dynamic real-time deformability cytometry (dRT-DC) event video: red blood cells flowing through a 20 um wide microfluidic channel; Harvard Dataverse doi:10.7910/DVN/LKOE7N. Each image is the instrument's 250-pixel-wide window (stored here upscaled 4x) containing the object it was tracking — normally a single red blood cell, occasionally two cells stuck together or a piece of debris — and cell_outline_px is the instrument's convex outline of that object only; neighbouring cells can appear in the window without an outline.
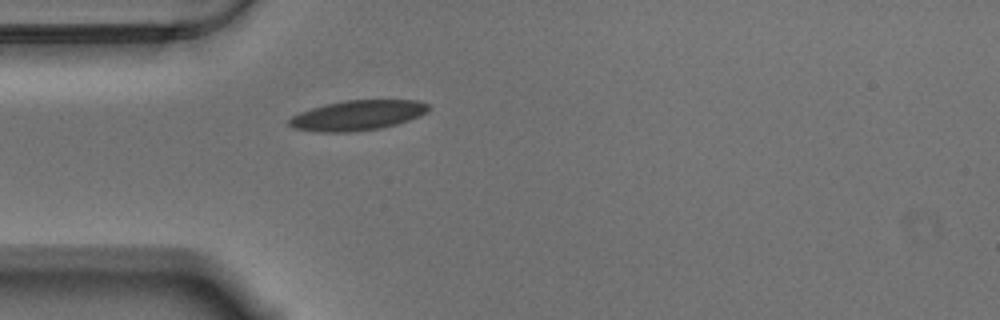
{"species": "Egyptian fruit bat (a non-hibernating species)", "species_latin": "Rousettus aegyptiacus", "temperature_condition": "warm", "stored_images_in_passage": 42, "camera_frame_rate_fps": 3000, "um_per_image_px": 0.085, "animal": {"sex": "male"}, "frame": {"image": 1, "passage_image": 1, "time_ms": 0.0, "image_size_px": [1000, 320], "cell_outline_px": [[428, 112], [420, 116], [396, 124], [380, 128], [352, 132], [320, 132], [292, 128], [288, 124], [288, 120], [292, 116], [300, 112], [324, 104], [344, 100], [416, 100], [428, 104]], "centroid_in_image_um": [30.37, 9.8], "position_along_channel_um": 54.6, "area_um2": 24.39}}
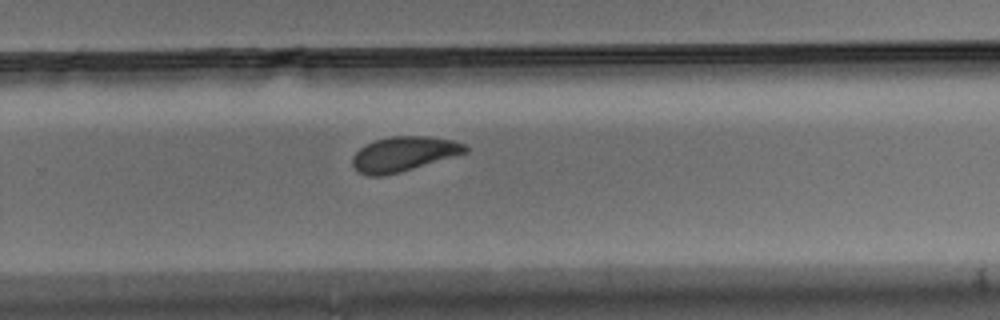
{"frame": {"image": 2, "passage_image": 22, "time_ms": 7.0, "image_size_px": [1000, 320], "cell_outline_px": [[468, 152], [400, 172], [384, 176], [368, 176], [360, 172], [352, 164], [352, 156], [364, 144], [376, 140], [392, 136], [428, 136], [452, 140], [464, 144], [468, 148]], "centroid_in_image_um": [34.3, 13.08], "position_along_channel_um": 295.5, "area_um2": 22.72}}
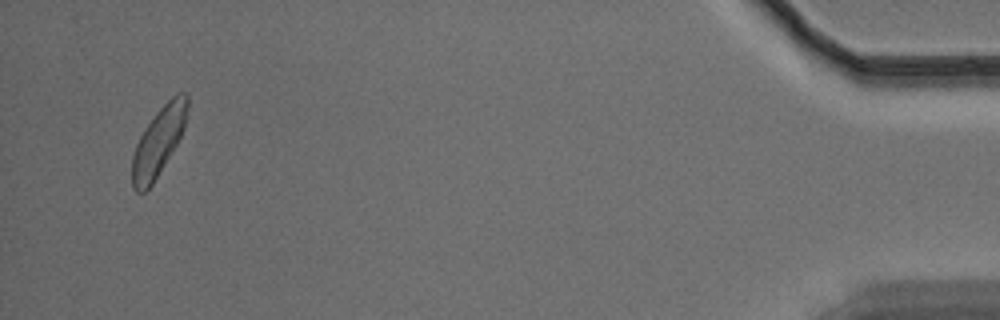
{"frame": {"image": 3, "passage_image": 40, "time_ms": 13.0, "image_size_px": [1000, 320], "cell_outline_px": [[188, 108], [184, 128], [176, 144], [152, 184], [144, 192], [136, 192], [132, 188], [132, 156], [136, 144], [144, 128], [156, 112], [176, 92], [188, 92]], "centroid_in_image_um": [13.47, 11.99], "position_along_channel_um": 421.7, "area_um2": 21.85}, "authors_computed_cell_mechanics": {"area_um2": 22.8599, "velocity_mm_per_s": 3.4944, "shape_relaxation_time_tau1_ms": 3.7984, "shape_relaxation_time_tau2_ms": 2.7221, "deformation_change_tau1": 0.1161, "deformation_change_tau2": 0.0748}}